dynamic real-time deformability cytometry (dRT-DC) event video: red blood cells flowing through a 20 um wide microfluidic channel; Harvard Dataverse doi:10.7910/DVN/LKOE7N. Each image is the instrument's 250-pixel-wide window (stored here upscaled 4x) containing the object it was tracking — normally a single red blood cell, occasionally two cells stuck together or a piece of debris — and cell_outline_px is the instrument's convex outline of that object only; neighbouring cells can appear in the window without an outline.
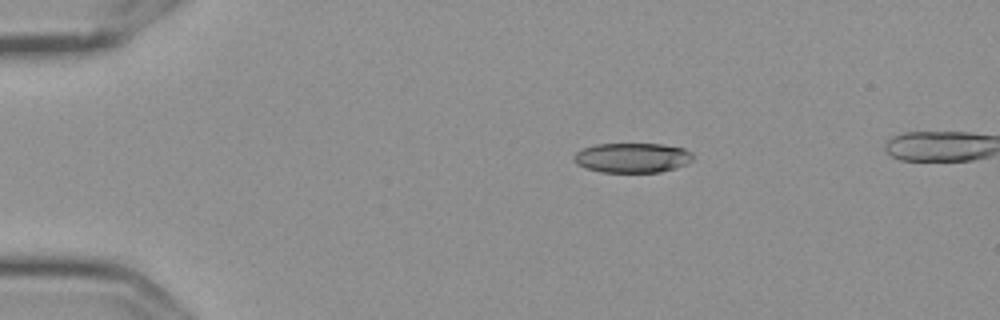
{"species": "Egyptian fruit bat (a non-hibernating species)", "species_latin": "Rousettus aegyptiacus", "temperature_condition": "cold", "stored_images_in_passage": 46, "camera_frame_rate_fps": 3000, "um_per_image_px": 0.085, "frame": {"image": 1, "passage_image": 1, "time_ms": 0.0, "image_size_px": [1000, 320], "cell_outline_px": [[692, 160], [676, 168], [660, 172], [600, 172], [588, 168], [580, 164], [572, 156], [576, 152], [584, 148], [596, 144], [660, 144], [684, 148], [692, 152]], "centroid_in_image_um": [53.77, 13.4], "position_along_channel_um": 31.2, "area_um2": 20.4}}
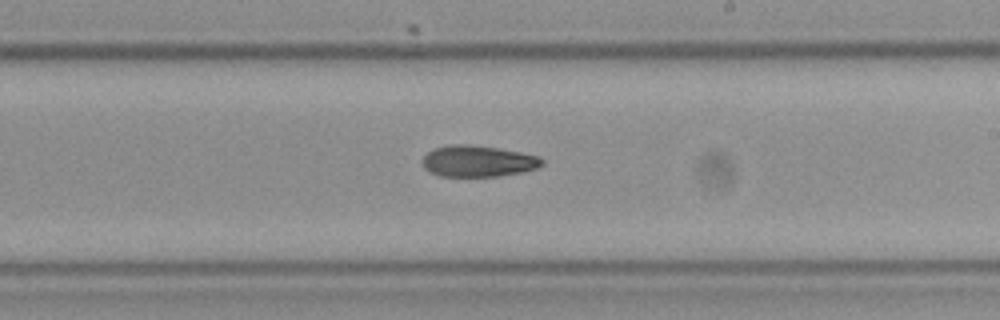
{"frame": {"image": 2, "passage_image": 24, "time_ms": 7.667, "image_size_px": [1000, 320], "cell_outline_px": [[544, 164], [536, 168], [520, 172], [496, 176], [440, 176], [428, 172], [424, 168], [420, 160], [428, 152], [436, 148], [448, 144], [468, 144], [496, 148], [520, 152], [540, 156], [544, 160]], "centroid_in_image_um": [40.59, 13.69], "position_along_channel_um": 248.4, "area_um2": 21.85}}
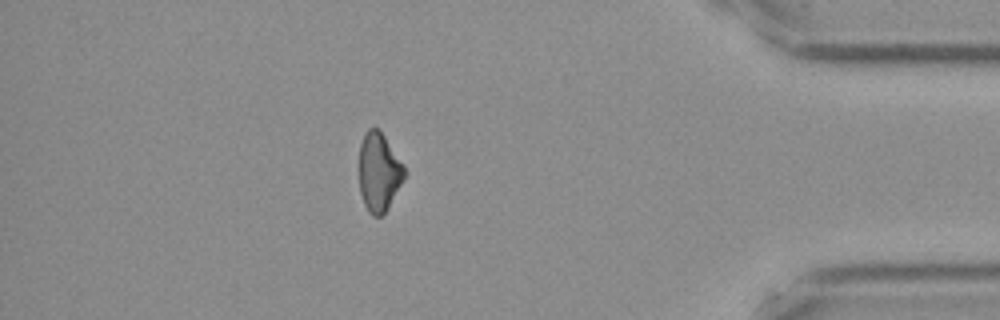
{"frame": {"image": 3, "passage_image": 40, "time_ms": 13.0, "image_size_px": [1000, 320], "cell_outline_px": [[404, 180], [388, 208], [380, 216], [372, 216], [368, 212], [364, 204], [360, 192], [360, 144], [364, 132], [368, 128], [380, 128], [404, 164]], "centroid_in_image_um": [32.22, 14.6], "position_along_channel_um": 403.0, "area_um2": 20.92}, "authors_computed_cell_mechanics": {"area_um2": 22.253, "velocity_mm_per_s": 3.5906, "shape_relaxation_time_tau1_ms": 8.791, "shape_relaxation_time_tau2_ms": null, "deformation_change_tau1": 0.1711, "deformation_change_tau2": null}}